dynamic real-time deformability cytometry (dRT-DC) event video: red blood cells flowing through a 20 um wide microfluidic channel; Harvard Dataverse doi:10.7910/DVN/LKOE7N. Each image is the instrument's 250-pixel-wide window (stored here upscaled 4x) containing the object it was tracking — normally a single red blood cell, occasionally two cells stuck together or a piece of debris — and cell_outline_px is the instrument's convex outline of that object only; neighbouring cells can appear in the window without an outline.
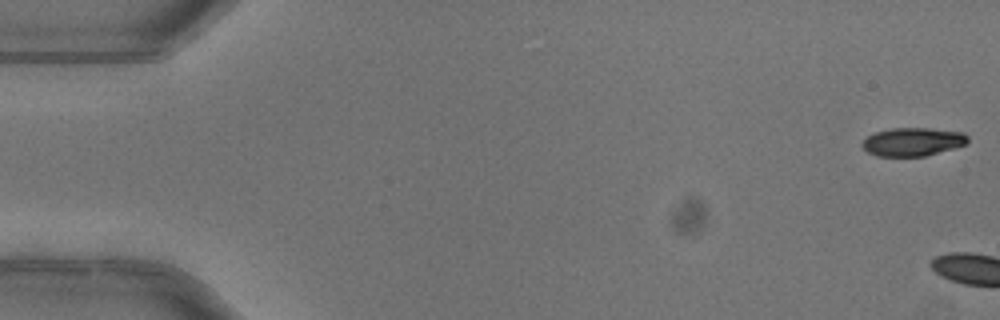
{"species": "common noctule bat (a hibernating species)", "species_latin": "Nyctalus noctula", "temperature_condition": "warm", "stored_images_in_passage": 4, "camera_frame_rate_fps": 3000, "um_per_image_px": 0.085, "animal": {"sex": "female"}, "frame": {"image": 1, "passage_image": 1, "time_ms": 0.0, "image_size_px": [1000, 320], "cell_outline_px": [[968, 140], [964, 144], [952, 148], [924, 156], [876, 156], [868, 152], [860, 144], [868, 136], [876, 132], [892, 128], [928, 128], [964, 132], [968, 136]], "centroid_in_image_um": [77.56, 12.04], "position_along_channel_um": 7.4, "area_um2": 17.22}}